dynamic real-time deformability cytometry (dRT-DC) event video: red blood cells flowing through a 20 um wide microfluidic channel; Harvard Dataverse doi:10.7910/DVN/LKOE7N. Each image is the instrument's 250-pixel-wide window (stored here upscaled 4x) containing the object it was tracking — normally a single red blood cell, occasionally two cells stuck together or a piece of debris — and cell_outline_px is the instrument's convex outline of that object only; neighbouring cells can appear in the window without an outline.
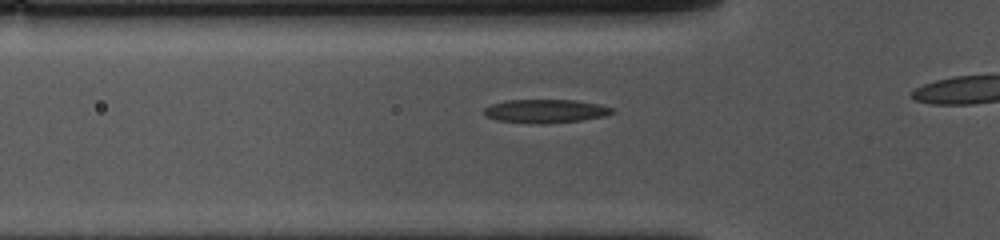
{"species": "common noctule bat (a hibernating species)", "species_latin": "Nyctalus noctula", "temperature_condition": "cold", "stored_images_in_passage": 38, "segment_of_instrument_passage": [1, 2], "camera_frame_rate_fps": 3000, "um_per_image_px": 0.085, "animal": {"sex": "female", "body_mass_g": 10.0, "forearm_length_mm": 53.1}, "frame": {"image": 1, "passage_image": 12, "time_ms": 3.667, "image_size_px": [1000, 240], "cell_outline_px": [[616, 112], [604, 116], [580, 120], [544, 124], [536, 124], [496, 120], [484, 116], [484, 108], [492, 104], [504, 100], [576, 100], [600, 104], [612, 108]], "centroid_in_image_um": [46.35, 9.44], "position_along_channel_um": 79.5, "area_um2": 17.69}}
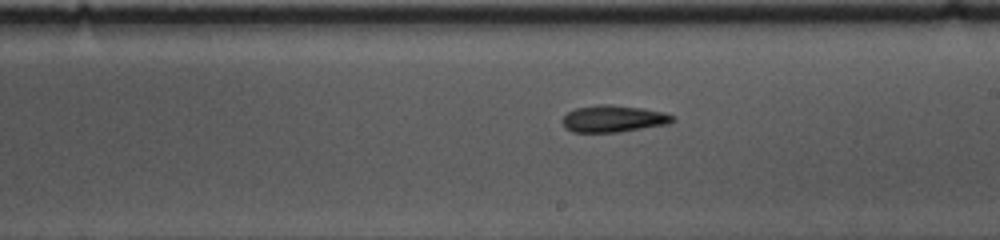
{"frame": {"image": 2, "passage_image": 25, "time_ms": 8.0, "image_size_px": [1000, 240], "cell_outline_px": [[676, 120], [668, 124], [620, 132], [572, 132], [564, 128], [564, 116], [568, 112], [576, 108], [600, 104], [612, 104], [640, 108], [664, 112], [672, 116]], "centroid_in_image_um": [52.14, 10.09], "position_along_channel_um": 236.9, "area_um2": 17.17}}
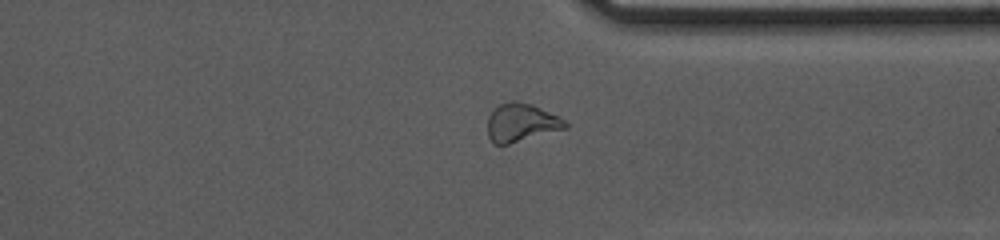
{"frame": {"image": 3, "passage_image": 36, "time_ms": 11.667, "image_size_px": [1000, 240], "cell_outline_px": [[568, 128], [508, 144], [496, 144], [488, 136], [488, 116], [492, 108], [500, 104], [512, 100], [516, 100], [532, 104], [560, 116], [568, 124]], "centroid_in_image_um": [44.32, 10.39], "position_along_channel_um": 367.1, "area_um2": 17.46}}